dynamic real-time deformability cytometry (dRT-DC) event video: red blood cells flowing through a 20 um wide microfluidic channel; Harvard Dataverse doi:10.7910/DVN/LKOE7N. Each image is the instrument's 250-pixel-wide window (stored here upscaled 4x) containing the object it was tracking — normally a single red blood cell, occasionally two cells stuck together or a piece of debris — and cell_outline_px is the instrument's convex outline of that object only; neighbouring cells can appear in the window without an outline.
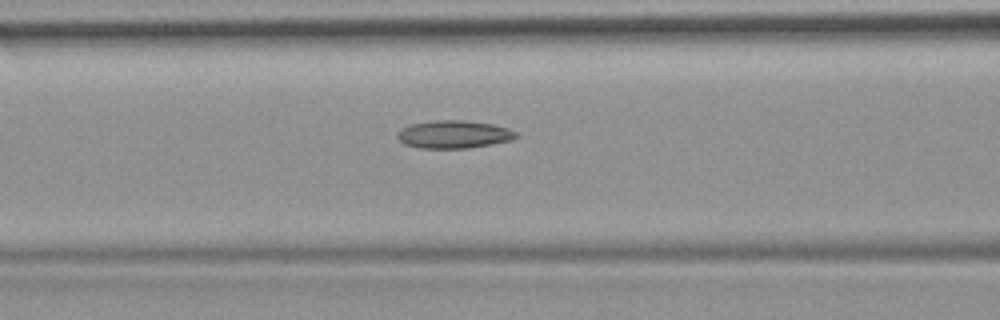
{"species": "common noctule bat (a hibernating species)", "species_latin": "Nyctalus noctula", "temperature_condition": "room temperature", "stored_images_in_passage": 38, "camera_frame_rate_fps": 3000, "um_per_image_px": 0.085, "animal": {"sex": "female", "body_mass_g": 19.9}, "frame": {"image": 1, "passage_image": 17, "time_ms": 5.333, "image_size_px": [1000, 320], "cell_outline_px": [[520, 136], [512, 140], [468, 148], [420, 148], [404, 144], [396, 136], [404, 128], [412, 124], [436, 120], [464, 120], [492, 124], [508, 128], [516, 132]], "centroid_in_image_um": [38.62, 11.42], "position_along_channel_um": 128.0, "area_um2": 19.07}}